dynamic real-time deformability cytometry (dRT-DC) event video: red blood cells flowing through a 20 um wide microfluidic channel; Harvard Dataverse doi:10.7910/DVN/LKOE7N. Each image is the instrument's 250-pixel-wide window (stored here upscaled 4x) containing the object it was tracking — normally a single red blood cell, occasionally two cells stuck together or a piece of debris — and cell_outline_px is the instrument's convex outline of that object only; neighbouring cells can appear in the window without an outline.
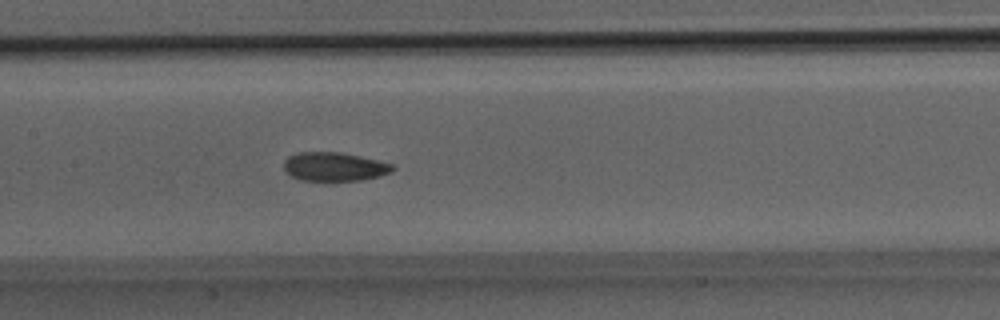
{"species": "Egyptian fruit bat (a non-hibernating species)", "species_latin": "Rousettus aegyptiacus", "temperature_condition": "room temperature", "stored_images_in_passage": 31, "camera_frame_rate_fps": 3000, "um_per_image_px": 0.085, "animal": {"sex": "male"}, "frame": {"image": 1, "passage_image": 15, "time_ms": 4.667, "image_size_px": [1000, 320], "cell_outline_px": [[396, 168], [392, 172], [380, 176], [360, 180], [300, 180], [284, 172], [284, 160], [288, 156], [296, 152], [340, 152], [360, 156], [392, 164]], "centroid_in_image_um": [28.4, 14.16], "position_along_channel_um": 179.0, "area_um2": 18.26}}
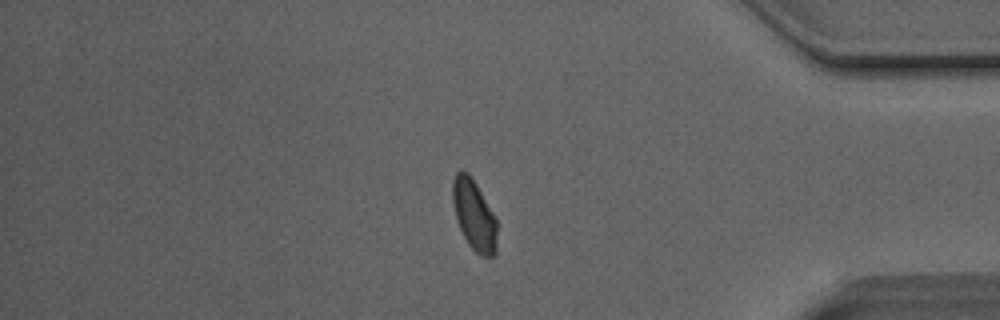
{"frame": {"image": 2, "passage_image": 26, "time_ms": 8.333, "image_size_px": [1000, 320], "cell_outline_px": [[496, 252], [492, 256], [480, 256], [468, 244], [456, 220], [452, 200], [452, 180], [456, 172], [460, 168], [468, 172], [476, 184], [496, 216]], "centroid_in_image_um": [40.28, 18.24], "position_along_channel_um": 394.9, "area_um2": 18.38}}
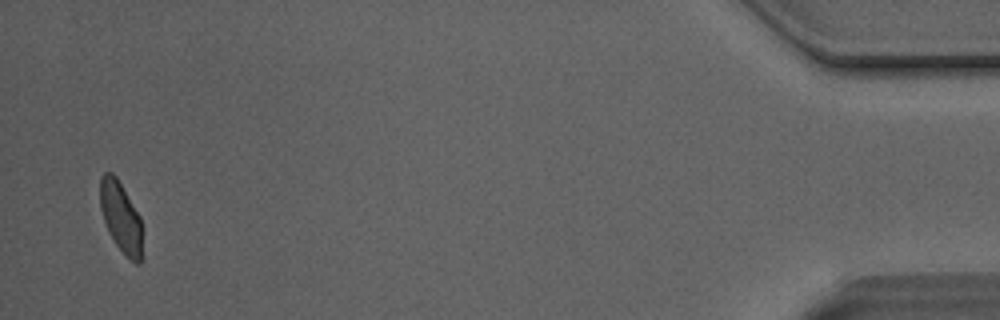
{"frame": {"image": 3, "passage_image": 30, "time_ms": 9.667, "image_size_px": [1000, 320], "cell_outline_px": [[144, 260], [140, 264], [136, 264], [116, 244], [108, 232], [100, 208], [100, 176], [104, 172], [112, 172], [116, 176], [140, 216], [144, 256]], "centroid_in_image_um": [10.3, 18.49], "position_along_channel_um": 424.9, "area_um2": 17.57}}